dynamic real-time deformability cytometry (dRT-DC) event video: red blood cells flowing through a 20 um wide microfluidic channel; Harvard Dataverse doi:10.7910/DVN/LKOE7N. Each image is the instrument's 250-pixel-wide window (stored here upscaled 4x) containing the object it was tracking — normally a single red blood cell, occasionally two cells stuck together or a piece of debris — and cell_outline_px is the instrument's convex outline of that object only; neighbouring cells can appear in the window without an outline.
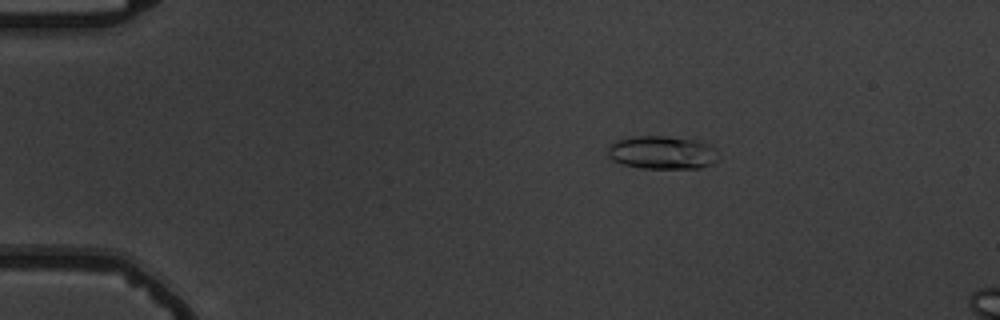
{"species": "common noctule bat (a hibernating species)", "species_latin": "Nyctalus noctula", "temperature_condition": "warm", "stored_images_in_passage": 5, "camera_frame_rate_fps": 3000, "um_per_image_px": 0.085, "animal": {"sex": "male", "body_mass_g": 19.5, "forearm_length_mm": 54.6}, "frame": {"image": 1, "passage_image": 3, "time_ms": 2.333, "image_size_px": [1000, 320], "cell_outline_px": [[716, 160], [712, 164], [700, 168], [644, 168], [620, 164], [612, 160], [608, 156], [608, 144], [616, 140], [632, 136], [664, 136], [696, 140], [708, 144], [716, 148]], "centroid_in_image_um": [56.24, 12.96], "position_along_channel_um": 28.8, "area_um2": 21.5}}